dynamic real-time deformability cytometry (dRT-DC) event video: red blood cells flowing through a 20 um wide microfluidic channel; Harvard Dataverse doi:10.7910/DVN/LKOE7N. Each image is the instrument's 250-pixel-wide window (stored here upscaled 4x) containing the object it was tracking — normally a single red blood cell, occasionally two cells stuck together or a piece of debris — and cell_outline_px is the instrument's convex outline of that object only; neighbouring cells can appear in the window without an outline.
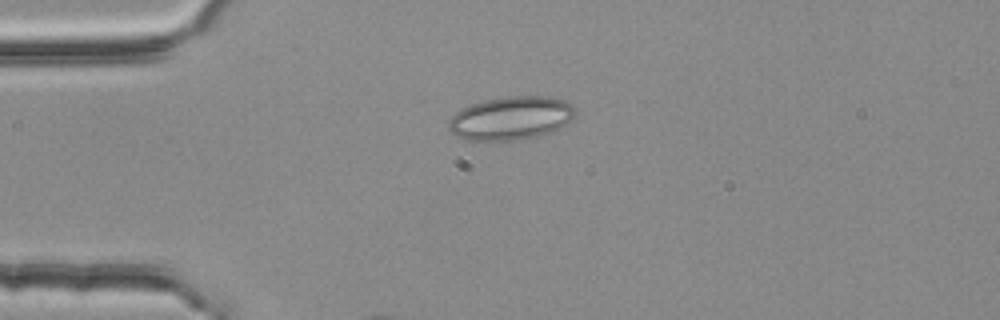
{"species": "common noctule bat (a hibernating species)", "species_latin": "Nyctalus noctula", "temperature_condition": "room temperature", "stored_images_in_passage": 37, "segment_of_instrument_passage": [1, 2], "camera_frame_rate_fps": 3000, "um_per_image_px": 0.085, "animal": {"sex": "female", "body_mass_g": 25.1}, "frame": {"image": 1, "passage_image": 1, "time_ms": 0.0, "image_size_px": [1000, 320], "cell_outline_px": [[576, 112], [560, 128], [552, 132], [540, 136], [516, 140], [464, 140], [456, 136], [448, 128], [448, 120], [456, 112], [472, 104], [484, 100], [508, 96], [548, 96], [564, 100], [572, 104], [576, 108]], "centroid_in_image_um": [43.43, 10.04], "position_along_channel_um": 41.6, "area_um2": 32.08}}